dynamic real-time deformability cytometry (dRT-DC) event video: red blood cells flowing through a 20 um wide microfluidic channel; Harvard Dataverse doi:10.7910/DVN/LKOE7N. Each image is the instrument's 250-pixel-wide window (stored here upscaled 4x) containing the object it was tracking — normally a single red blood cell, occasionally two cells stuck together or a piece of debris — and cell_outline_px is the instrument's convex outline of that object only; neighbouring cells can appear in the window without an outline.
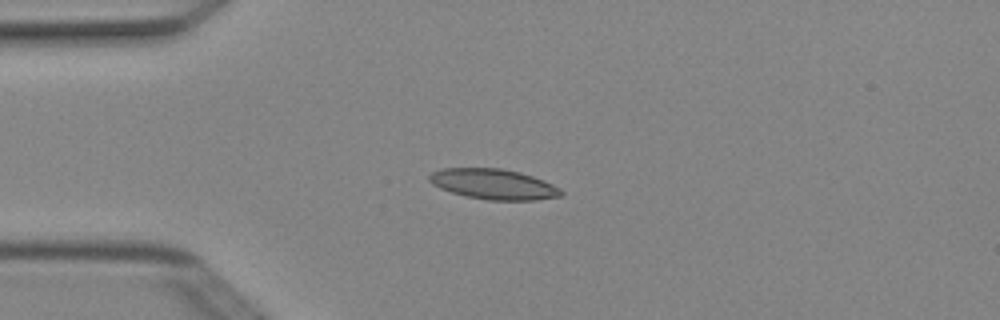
{"species": "Egyptian fruit bat (a non-hibernating species)", "species_latin": "Rousettus aegyptiacus", "temperature_condition": "cold", "stored_images_in_passage": 5, "camera_frame_rate_fps": 3000, "um_per_image_px": 0.085, "animal": {"sex": "female"}, "frame": {"image": 1, "passage_image": 4, "time_ms": 1.0, "image_size_px": [1000, 320], "cell_outline_px": [[564, 196], [536, 200], [488, 200], [468, 196], [452, 192], [440, 188], [432, 184], [428, 180], [428, 176], [432, 172], [440, 168], [500, 168], [520, 172], [544, 180], [560, 188], [564, 192]], "centroid_in_image_um": [41.97, 15.65], "position_along_channel_um": 43.0, "area_um2": 23.41}}